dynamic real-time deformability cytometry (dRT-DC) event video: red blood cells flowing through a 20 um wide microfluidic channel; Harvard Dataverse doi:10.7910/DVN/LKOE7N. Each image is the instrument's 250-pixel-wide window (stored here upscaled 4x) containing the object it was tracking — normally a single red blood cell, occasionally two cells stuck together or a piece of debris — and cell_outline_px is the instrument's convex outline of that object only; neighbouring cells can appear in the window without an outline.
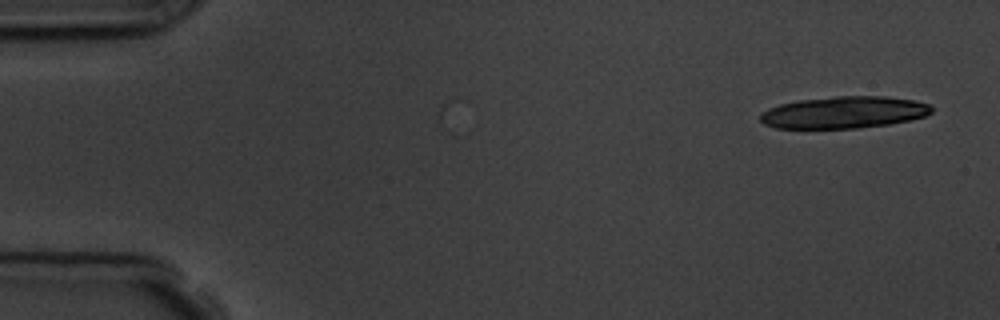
{"species": "common noctule bat (a hibernating species)", "species_latin": "Nyctalus noctula", "temperature_condition": "room temperature", "stored_images_in_passage": 2, "camera_frame_rate_fps": 3000, "um_per_image_px": 0.085, "animal": {"sex": "male", "body_mass_g": 19.5, "forearm_length_mm": 54.6}, "frame": {"image": 1, "passage_image": 2, "time_ms": 1.0, "image_size_px": [1000, 320], "cell_outline_px": [[932, 112], [924, 116], [908, 120], [888, 124], [856, 128], [776, 128], [764, 124], [760, 120], [760, 112], [768, 108], [780, 104], [800, 100], [836, 96], [884, 96], [912, 100], [928, 104], [932, 108]], "centroid_in_image_um": [71.69, 9.55], "position_along_channel_um": 13.3, "area_um2": 31.67}}